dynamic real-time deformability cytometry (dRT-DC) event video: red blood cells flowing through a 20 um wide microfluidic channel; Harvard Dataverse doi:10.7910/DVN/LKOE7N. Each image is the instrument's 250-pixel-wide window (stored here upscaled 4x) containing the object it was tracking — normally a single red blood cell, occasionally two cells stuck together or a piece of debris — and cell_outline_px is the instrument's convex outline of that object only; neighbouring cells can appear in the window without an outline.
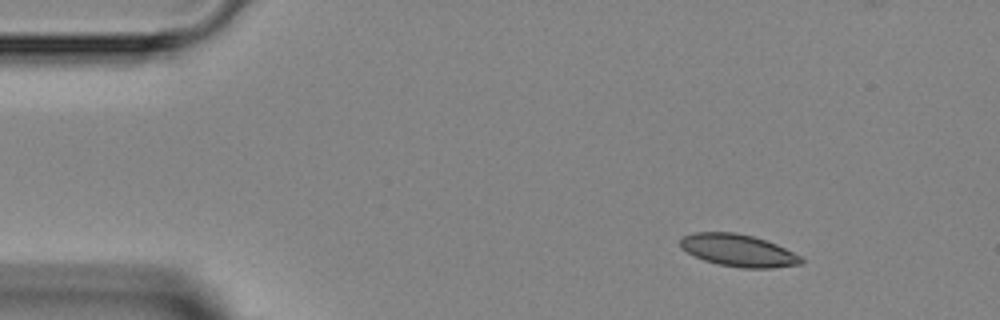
{"species": "Egyptian fruit bat (a non-hibernating species)", "species_latin": "Rousettus aegyptiacus", "temperature_condition": "room temperature", "stored_images_in_passage": 3, "camera_frame_rate_fps": 3000, "um_per_image_px": 0.085, "animal": {"sex": "female"}, "frame": {"image": 1, "passage_image": 1, "time_ms": 0.0, "image_size_px": [1000, 320], "cell_outline_px": [[804, 264], [772, 268], [744, 268], [720, 264], [704, 260], [680, 248], [680, 240], [684, 236], [692, 232], [736, 232], [752, 236], [776, 244], [804, 256]], "centroid_in_image_um": [62.81, 21.29], "position_along_channel_um": 22.2, "area_um2": 22.77}}
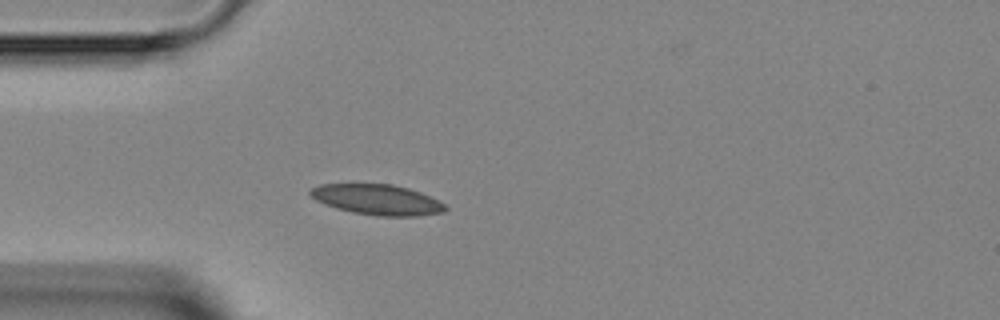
{"frame": {"image": 2, "passage_image": 3, "time_ms": 2.333, "image_size_px": [1000, 320], "cell_outline_px": [[448, 208], [444, 212], [420, 216], [376, 216], [352, 212], [336, 208], [316, 200], [308, 192], [312, 188], [320, 184], [392, 184], [408, 188], [420, 192], [444, 204]], "centroid_in_image_um": [32.07, 16.97], "position_along_channel_um": 52.9, "area_um2": 23.81}}